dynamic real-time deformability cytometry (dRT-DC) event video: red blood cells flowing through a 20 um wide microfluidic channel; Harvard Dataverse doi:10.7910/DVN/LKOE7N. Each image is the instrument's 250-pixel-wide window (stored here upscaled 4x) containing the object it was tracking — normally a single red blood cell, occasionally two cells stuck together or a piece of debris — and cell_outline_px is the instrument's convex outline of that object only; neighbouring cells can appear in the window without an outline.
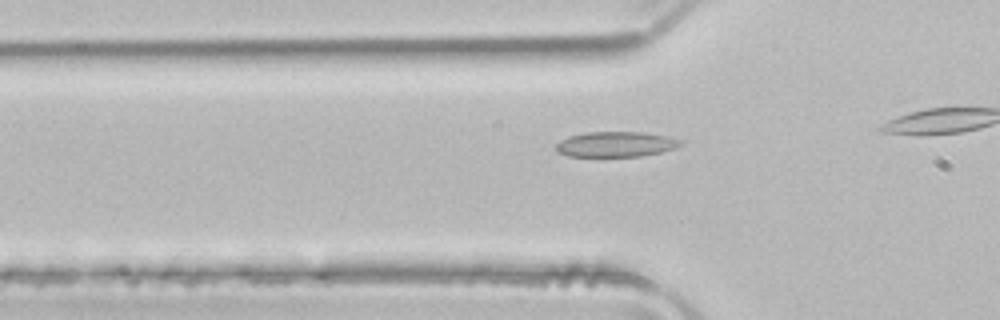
{"species": "common noctule bat (a hibernating species)", "species_latin": "Nyctalus noctula", "temperature_condition": "room temperature", "stored_images_in_passage": 13, "camera_frame_rate_fps": 3000, "um_per_image_px": 0.085, "animal": {"sex": "male", "body_mass_g": 21.5, "forearm_length_mm": 52.0}, "frame": {"image": 1, "passage_image": 8, "time_ms": 2.333, "image_size_px": [1000, 320], "cell_outline_px": [[684, 144], [676, 148], [660, 152], [640, 156], [568, 156], [556, 152], [556, 144], [560, 140], [568, 136], [588, 132], [644, 132], [668, 136], [684, 140]], "centroid_in_image_um": [52.38, 12.25], "position_along_channel_um": 73.4, "area_um2": 18.5}}
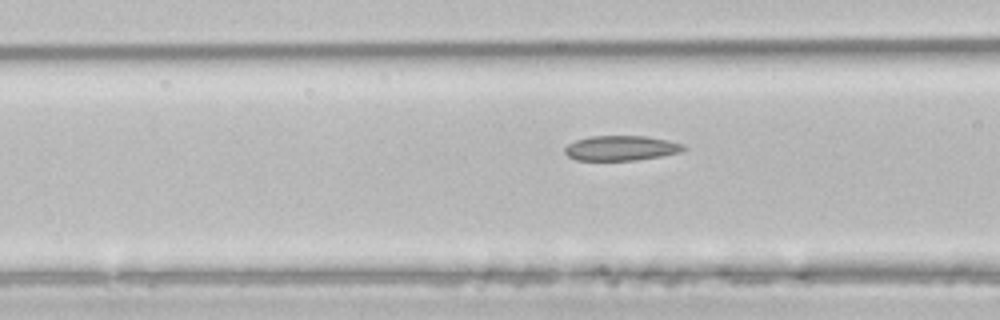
{"frame": {"image": 2, "passage_image": 11, "time_ms": 3.333, "image_size_px": [1000, 320], "cell_outline_px": [[688, 148], [680, 152], [660, 156], [636, 160], [576, 160], [568, 156], [564, 152], [564, 148], [568, 144], [576, 140], [588, 136], [644, 136], [668, 140], [684, 144]], "centroid_in_image_um": [52.79, 12.58], "position_along_channel_um": 113.8, "area_um2": 17.28}}